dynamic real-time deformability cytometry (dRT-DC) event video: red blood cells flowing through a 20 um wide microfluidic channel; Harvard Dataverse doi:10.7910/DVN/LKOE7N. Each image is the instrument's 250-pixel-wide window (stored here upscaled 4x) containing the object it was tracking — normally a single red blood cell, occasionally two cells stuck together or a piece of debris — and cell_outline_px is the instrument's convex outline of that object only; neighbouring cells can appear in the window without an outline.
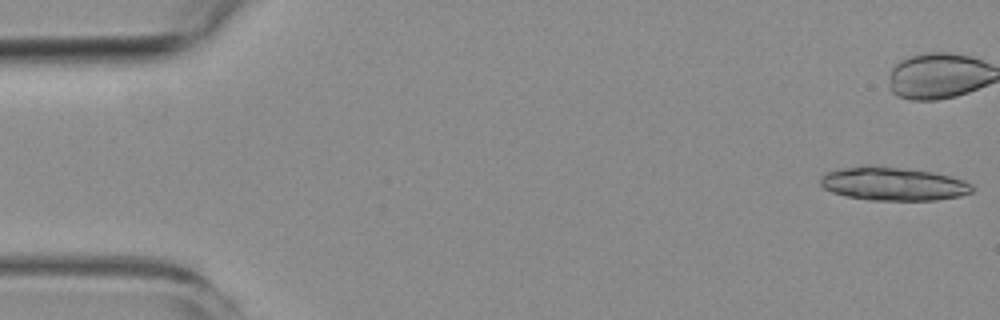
{"species": "common noctule bat (a hibernating species)", "species_latin": "Nyctalus noctula", "temperature_condition": "room temperature", "stored_images_in_passage": 3, "camera_frame_rate_fps": 3000, "um_per_image_px": 0.085, "animal": {"sex": "female", "body_mass_g": 19.3, "forearm_length_mm": 54.1}, "frame": {"image": 1, "passage_image": 1, "time_ms": 0.0, "image_size_px": [1000, 320], "cell_outline_px": [[972, 192], [960, 196], [936, 200], [868, 200], [848, 196], [832, 192], [824, 188], [820, 184], [820, 176], [828, 172], [844, 168], [868, 164], [904, 168], [932, 172], [964, 180], [972, 184]], "centroid_in_image_um": [75.91, 15.62], "position_along_channel_um": 9.1, "area_um2": 29.54}}